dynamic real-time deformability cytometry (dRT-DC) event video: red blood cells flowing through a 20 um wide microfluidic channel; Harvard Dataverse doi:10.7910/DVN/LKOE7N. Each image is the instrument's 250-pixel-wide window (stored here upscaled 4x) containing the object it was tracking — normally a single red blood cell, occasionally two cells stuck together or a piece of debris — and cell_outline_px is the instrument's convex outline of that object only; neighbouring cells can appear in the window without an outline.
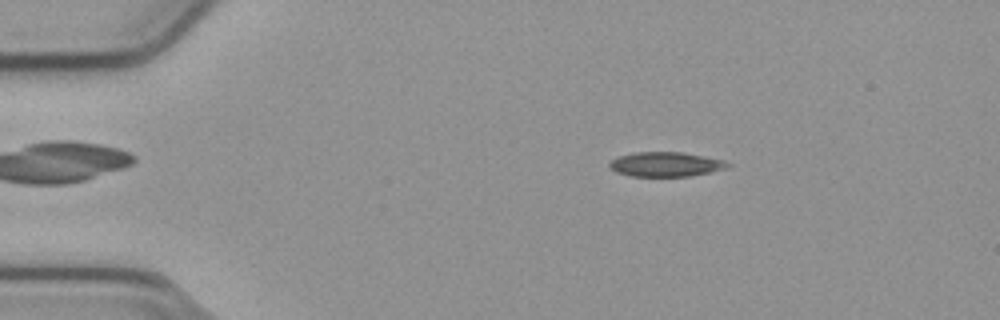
{"species": "common noctule bat (a hibernating species)", "species_latin": "Nyctalus noctula", "temperature_condition": "cold", "stored_images_in_passage": 50, "camera_frame_rate_fps": 3000, "um_per_image_px": 0.085, "animal": {"sex": "male", "body_mass_g": 23.1, "forearm_length_mm": 52.7}, "frame": {"image": 1, "passage_image": 6, "time_ms": 1.667, "image_size_px": [1000, 320], "cell_outline_px": [[732, 164], [728, 168], [688, 176], [632, 176], [616, 172], [608, 164], [612, 160], [620, 156], [636, 152], [684, 152], [724, 160]], "centroid_in_image_um": [56.62, 13.96], "position_along_channel_um": 28.4, "area_um2": 16.76}}
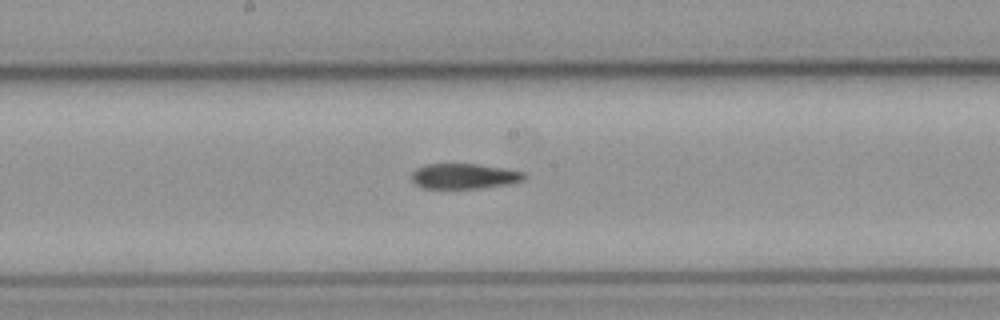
{"frame": {"image": 2, "passage_image": 25, "time_ms": 8.0, "image_size_px": [1000, 320], "cell_outline_px": [[528, 176], [524, 180], [512, 184], [484, 188], [420, 188], [412, 180], [412, 172], [416, 168], [428, 164], [476, 164], [524, 172]], "centroid_in_image_um": [39.48, 14.99], "position_along_channel_um": 208.7, "area_um2": 16.65}}
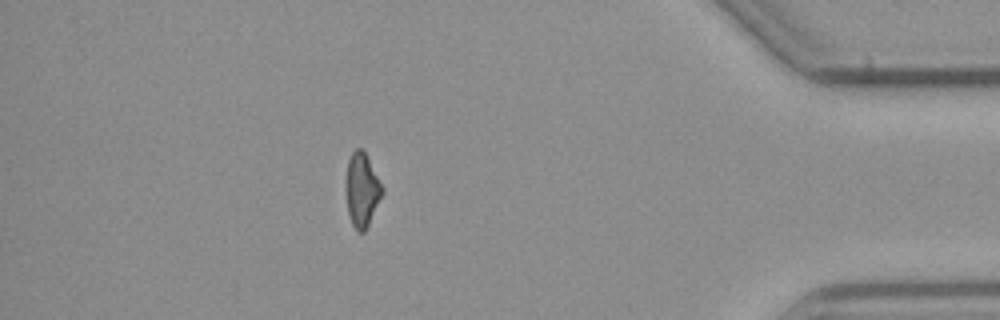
{"frame": {"image": 3, "passage_image": 44, "time_ms": 14.333, "image_size_px": [1000, 320], "cell_outline_px": [[384, 192], [364, 232], [356, 232], [352, 224], [348, 212], [344, 188], [348, 160], [352, 152], [356, 148], [364, 148], [384, 188]], "centroid_in_image_um": [30.75, 16.1], "position_along_channel_um": 404.4, "area_um2": 16.01}, "authors_computed_cell_mechanics": {"area_um2": 17.1666, "velocity_mm_per_s": 3.8209, "shape_relaxation_time_tau1_ms": 7.3543, "shape_relaxation_time_tau2_ms": 9.9822, "deformation_change_tau1": 0.1685, "deformation_change_tau2": 0.1982}}